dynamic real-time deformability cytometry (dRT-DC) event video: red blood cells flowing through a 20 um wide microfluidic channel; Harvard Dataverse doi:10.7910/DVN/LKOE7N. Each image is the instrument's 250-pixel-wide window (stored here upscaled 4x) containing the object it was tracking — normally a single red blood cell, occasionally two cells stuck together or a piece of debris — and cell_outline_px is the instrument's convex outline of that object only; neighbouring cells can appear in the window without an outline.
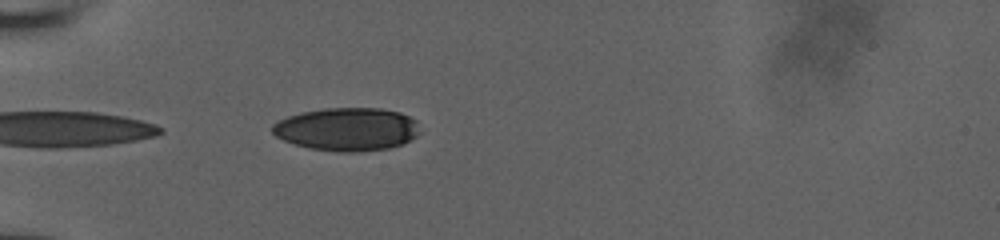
{"species": "human", "species_latin": "Homo sapiens", "temperature_condition": "room temperature", "stored_images_in_passage": 54, "camera_frame_rate_fps": 3000, "um_per_image_px": 0.085, "donor": {"sex": "male"}, "frame": {"image": 1, "passage_image": 1, "time_ms": 0.0, "image_size_px": [1000, 240], "cell_outline_px": [[420, 132], [416, 136], [400, 144], [388, 148], [360, 152], [340, 152], [308, 148], [284, 140], [276, 136], [272, 132], [272, 124], [288, 116], [300, 112], [324, 108], [380, 108], [400, 112], [416, 120]], "centroid_in_image_um": [29.49, 10.98], "position_along_channel_um": 55.5, "area_um2": 37.05}}
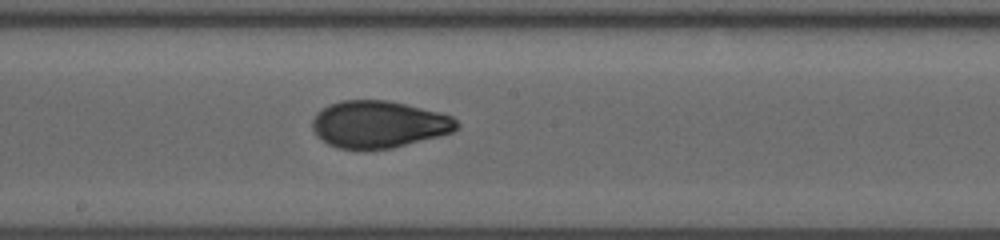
{"frame": {"image": 2, "passage_image": 23, "time_ms": 4.667, "image_size_px": [1000, 240], "cell_outline_px": [[460, 128], [452, 132], [392, 148], [364, 152], [336, 148], [328, 144], [316, 136], [312, 128], [312, 120], [316, 112], [320, 108], [328, 104], [340, 100], [388, 100], [440, 112], [452, 116], [460, 124]], "centroid_in_image_um": [32.14, 10.59], "position_along_channel_um": 216.1, "area_um2": 40.46}}
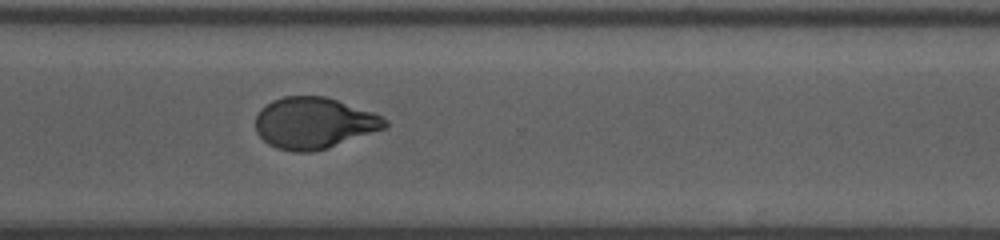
{"frame": {"image": 3, "passage_image": 37, "time_ms": 8.0, "image_size_px": [1000, 240], "cell_outline_px": [[388, 128], [328, 148], [312, 152], [292, 152], [276, 148], [268, 144], [256, 132], [256, 116], [260, 108], [272, 100], [284, 96], [324, 96], [384, 116], [388, 120]], "centroid_in_image_um": [26.7, 10.47], "position_along_channel_um": 343.9, "area_um2": 39.02}, "authors_computed_cell_mechanics": {"area_um2": 39.4485, "velocity_mm_per_s": 3.8511, "shape_relaxation_time_tau1_ms": 6.7779, "shape_relaxation_time_tau2_ms": 1.1467, "deformation_change_tau1": 0.2255, "deformation_change_tau2": 0.056}}